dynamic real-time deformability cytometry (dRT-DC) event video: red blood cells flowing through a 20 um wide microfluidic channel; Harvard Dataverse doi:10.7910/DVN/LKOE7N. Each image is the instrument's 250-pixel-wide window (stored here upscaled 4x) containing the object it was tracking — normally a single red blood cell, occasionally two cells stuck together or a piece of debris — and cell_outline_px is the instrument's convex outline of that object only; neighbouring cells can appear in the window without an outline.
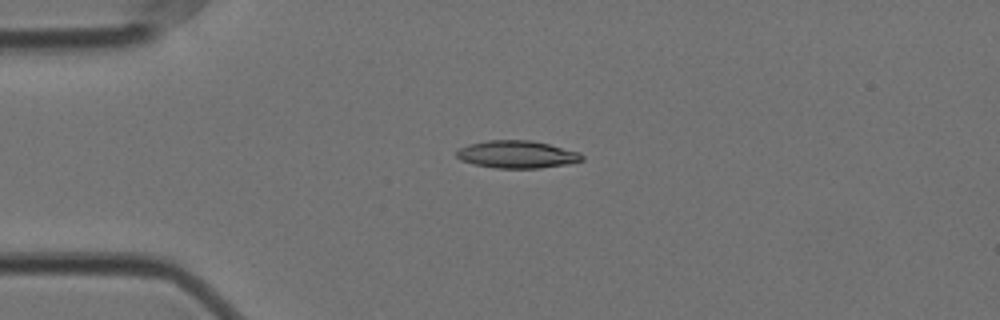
{"species": "Egyptian fruit bat (a non-hibernating species)", "species_latin": "Rousettus aegyptiacus", "temperature_condition": "cold", "stored_images_in_passage": 44, "camera_frame_rate_fps": 3000, "um_per_image_px": 0.085, "animal": {"sex": "female"}, "frame": {"image": 1, "passage_image": 1, "time_ms": 0.0, "image_size_px": [1000, 320], "cell_outline_px": [[584, 160], [568, 164], [540, 168], [496, 168], [476, 164], [460, 160], [456, 156], [456, 152], [460, 148], [468, 144], [488, 140], [532, 140], [580, 152], [584, 156]], "centroid_in_image_um": [43.96, 13.12], "position_along_channel_um": 41.0, "area_um2": 20.11}}
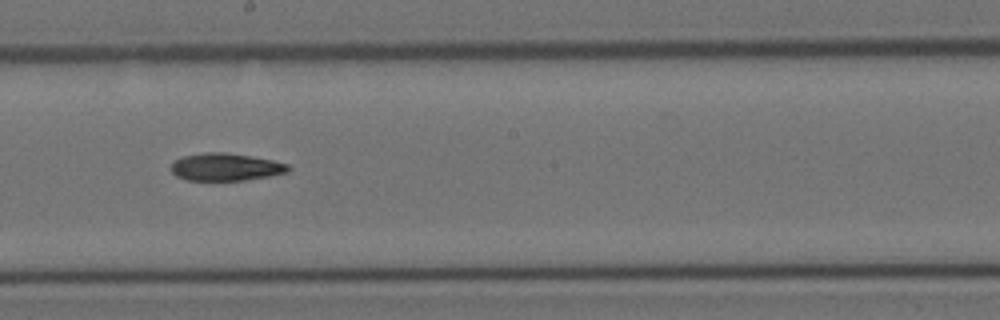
{"frame": {"image": 2, "passage_image": 19, "time_ms": 6.0, "image_size_px": [1000, 320], "cell_outline_px": [[292, 168], [288, 172], [268, 176], [244, 180], [188, 180], [176, 176], [172, 172], [172, 164], [176, 160], [184, 156], [208, 152], [224, 152], [272, 160], [288, 164]], "centroid_in_image_um": [19.2, 14.2], "position_along_channel_um": 229.0, "area_um2": 18.5}}
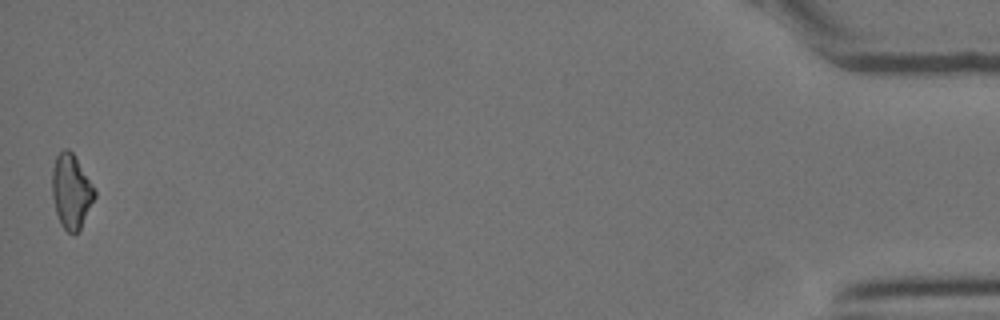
{"frame": {"image": 3, "passage_image": 44, "time_ms": 14.333, "image_size_px": [1000, 320], "cell_outline_px": [[96, 196], [80, 228], [72, 236], [60, 224], [56, 212], [52, 196], [52, 168], [56, 156], [64, 148], [68, 148], [72, 152], [96, 192]], "centroid_in_image_um": [6.03, 16.28], "position_along_channel_um": 429.2, "area_um2": 18.15}}